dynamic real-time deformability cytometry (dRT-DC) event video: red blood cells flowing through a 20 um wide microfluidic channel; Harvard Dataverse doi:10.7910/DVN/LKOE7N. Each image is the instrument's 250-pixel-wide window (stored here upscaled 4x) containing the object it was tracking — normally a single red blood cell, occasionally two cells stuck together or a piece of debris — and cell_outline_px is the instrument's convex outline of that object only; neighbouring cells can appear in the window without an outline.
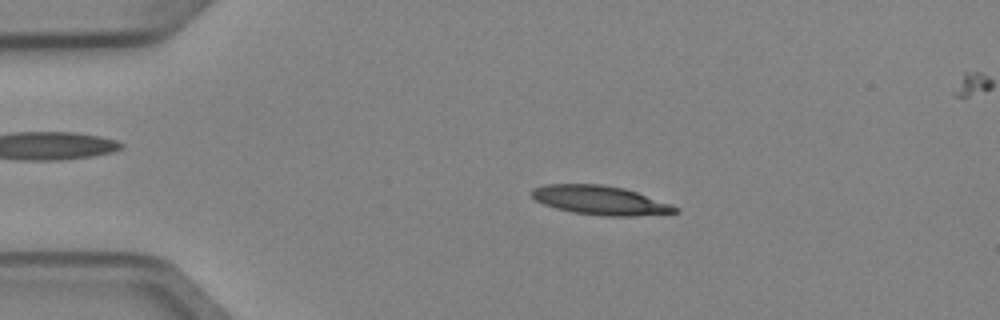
{"species": "Egyptian fruit bat (a non-hibernating species)", "species_latin": "Rousettus aegyptiacus", "temperature_condition": "cold", "stored_images_in_passage": 5, "camera_frame_rate_fps": 3000, "um_per_image_px": 0.085, "animal": {"sex": "female"}, "frame": {"image": 1, "passage_image": 3, "time_ms": 0.667, "image_size_px": [1000, 320], "cell_outline_px": [[680, 212], [636, 216], [604, 216], [572, 212], [556, 208], [544, 204], [536, 200], [528, 192], [532, 188], [544, 184], [600, 184], [624, 188], [672, 204], [680, 208]], "centroid_in_image_um": [51.01, 17.02], "position_along_channel_um": 34.0, "area_um2": 24.39}}